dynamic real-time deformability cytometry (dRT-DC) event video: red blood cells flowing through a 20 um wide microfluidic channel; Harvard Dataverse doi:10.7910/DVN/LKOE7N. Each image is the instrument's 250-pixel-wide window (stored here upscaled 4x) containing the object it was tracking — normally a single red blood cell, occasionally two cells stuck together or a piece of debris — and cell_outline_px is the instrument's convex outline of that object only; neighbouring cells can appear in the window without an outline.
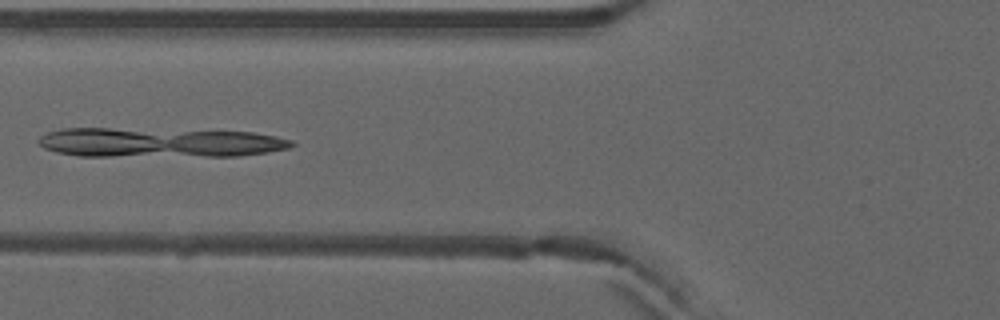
{"species": "common noctule bat (a hibernating species)", "species_latin": "Nyctalus noctula", "temperature_condition": "warm", "stored_images_in_passage": 7, "camera_frame_rate_fps": 3000, "um_per_image_px": 0.085, "animal": {"sex": "male", "forearm_length_mm": 52.5}, "frame": {"image": 1, "passage_image": 6, "time_ms": 1.667, "image_size_px": [1000, 320], "cell_outline_px": [[296, 144], [292, 148], [268, 152], [240, 156], [80, 156], [56, 152], [44, 148], [36, 140], [40, 136], [48, 132], [64, 128], [108, 128], [252, 132], [276, 136], [292, 140]], "centroid_in_image_um": [13.57, 12.12], "position_along_channel_um": 112.2, "area_um2": 43.75}}